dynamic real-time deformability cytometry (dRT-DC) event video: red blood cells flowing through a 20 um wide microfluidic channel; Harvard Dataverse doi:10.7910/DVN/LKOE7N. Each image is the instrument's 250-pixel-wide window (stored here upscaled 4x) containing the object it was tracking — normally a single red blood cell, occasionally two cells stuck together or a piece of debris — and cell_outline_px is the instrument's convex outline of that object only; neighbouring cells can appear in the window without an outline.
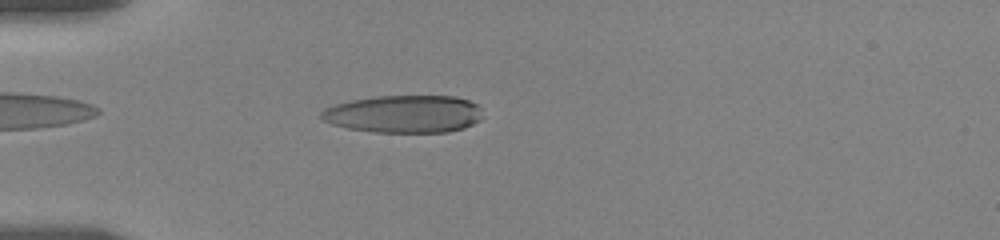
{"species": "human", "species_latin": "Homo sapiens", "temperature_condition": "room temperature", "stored_images_in_passage": 96, "camera_frame_rate_fps": 3000, "um_per_image_px": 0.085, "donor": {"sex": "female"}, "frame": {"image": 1, "passage_image": 26, "time_ms": 5.333, "image_size_px": [1000, 240], "cell_outline_px": [[480, 120], [464, 128], [448, 132], [372, 132], [348, 128], [332, 124], [320, 120], [320, 112], [324, 108], [336, 104], [352, 100], [376, 96], [452, 96], [468, 100], [476, 104], [480, 108]], "centroid_in_image_um": [34.3, 9.69], "position_along_channel_um": 50.7, "area_um2": 35.37}}
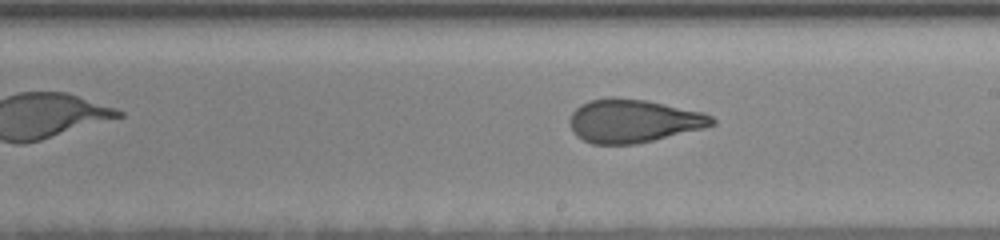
{"frame": {"image": 2, "passage_image": 51, "time_ms": 11.0, "image_size_px": [1000, 240], "cell_outline_px": [[716, 124], [704, 128], [636, 144], [592, 144], [576, 136], [568, 124], [568, 120], [572, 112], [580, 104], [588, 100], [608, 96], [612, 96], [644, 100], [704, 112], [712, 116], [716, 120]], "centroid_in_image_um": [53.8, 10.27], "position_along_channel_um": 235.2, "area_um2": 36.18}}
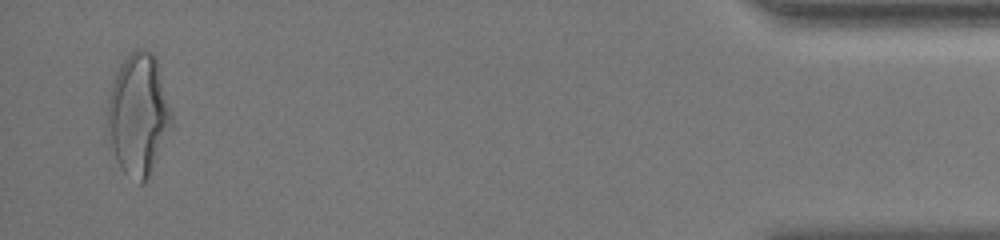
{"frame": {"image": 3, "passage_image": 91, "time_ms": 18.333, "image_size_px": [1000, 240], "cell_outline_px": [[172, 120], [148, 180], [144, 184], [140, 184], [124, 172], [112, 148], [108, 128], [108, 100], [120, 64], [136, 48], [144, 48], [152, 52], [156, 56], [172, 116]], "centroid_in_image_um": [11.77, 9.71], "position_along_channel_um": 423.4, "area_um2": 44.27}, "authors_computed_cell_mechanics": {"area_um2": 35.8938, "velocity_mm_per_s": 3.5462, "shape_relaxation_time_tau1_ms": 6.0807, "shape_relaxation_time_tau2_ms": 1.357, "deformation_change_tau1": 0.2116, "deformation_change_tau2": 0.0884}}